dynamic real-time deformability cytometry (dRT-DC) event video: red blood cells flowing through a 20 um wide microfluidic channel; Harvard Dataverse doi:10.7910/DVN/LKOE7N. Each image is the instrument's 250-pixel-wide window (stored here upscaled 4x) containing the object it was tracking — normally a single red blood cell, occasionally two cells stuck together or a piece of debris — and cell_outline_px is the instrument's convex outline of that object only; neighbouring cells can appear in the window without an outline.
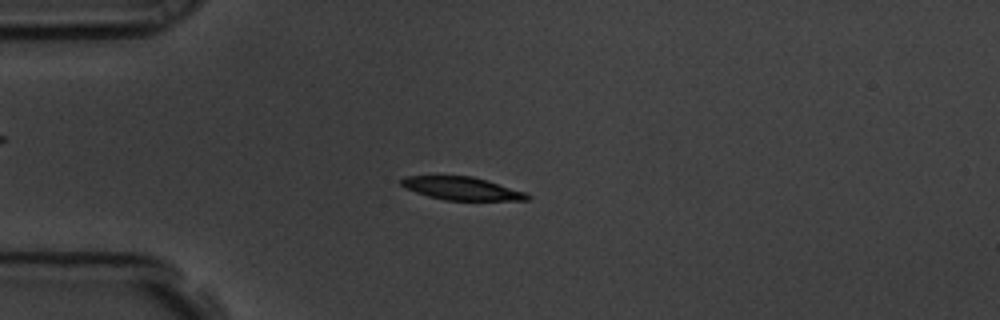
{"species": "common noctule bat (a hibernating species)", "species_latin": "Nyctalus noctula", "temperature_condition": "room temperature", "stored_images_in_passage": 54, "camera_frame_rate_fps": 3000, "um_per_image_px": 0.085, "animal": {"sex": "male", "body_mass_g": 19.5, "forearm_length_mm": 54.6}, "frame": {"image": 1, "passage_image": 11, "time_ms": 3.333, "image_size_px": [1000, 320], "cell_outline_px": [[532, 196], [528, 200], [444, 200], [428, 196], [416, 192], [400, 184], [400, 180], [404, 176], [472, 176], [488, 180], [528, 192]], "centroid_in_image_um": [39.32, 16.02], "position_along_channel_um": 45.7, "area_um2": 16.99}}
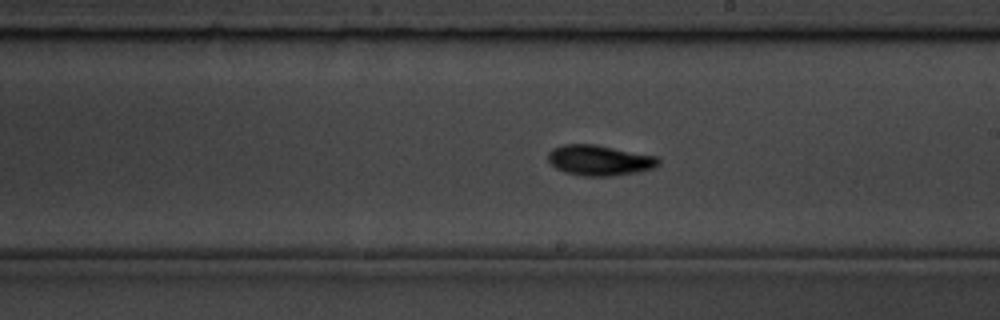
{"frame": {"image": 2, "passage_image": 29, "time_ms": 9.333, "image_size_px": [1000, 320], "cell_outline_px": [[660, 164], [656, 168], [636, 172], [612, 176], [580, 176], [564, 172], [556, 168], [548, 160], [548, 152], [552, 148], [564, 144], [592, 144], [660, 156]], "centroid_in_image_um": [50.99, 13.63], "position_along_channel_um": 238.0, "area_um2": 19.83}}
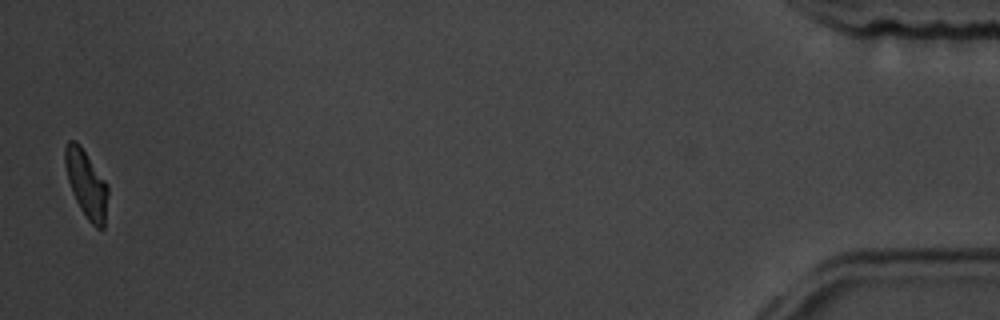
{"frame": {"image": 3, "passage_image": 53, "time_ms": 17.333, "image_size_px": [1000, 320], "cell_outline_px": [[108, 196], [104, 228], [96, 228], [88, 220], [80, 208], [72, 192], [68, 180], [64, 164], [64, 148], [68, 140], [76, 140], [80, 144], [108, 184]], "centroid_in_image_um": [7.34, 15.61], "position_along_channel_um": 427.9, "area_um2": 16.99}, "authors_computed_cell_mechanics": {"area_um2": 17.8024, "velocity_mm_per_s": 3.528, "shape_relaxation_time_tau1_ms": 2.497, "shape_relaxation_time_tau2_ms": 10.9549, "deformation_change_tau1": 0.1723, "deformation_change_tau2": 0.1545}}